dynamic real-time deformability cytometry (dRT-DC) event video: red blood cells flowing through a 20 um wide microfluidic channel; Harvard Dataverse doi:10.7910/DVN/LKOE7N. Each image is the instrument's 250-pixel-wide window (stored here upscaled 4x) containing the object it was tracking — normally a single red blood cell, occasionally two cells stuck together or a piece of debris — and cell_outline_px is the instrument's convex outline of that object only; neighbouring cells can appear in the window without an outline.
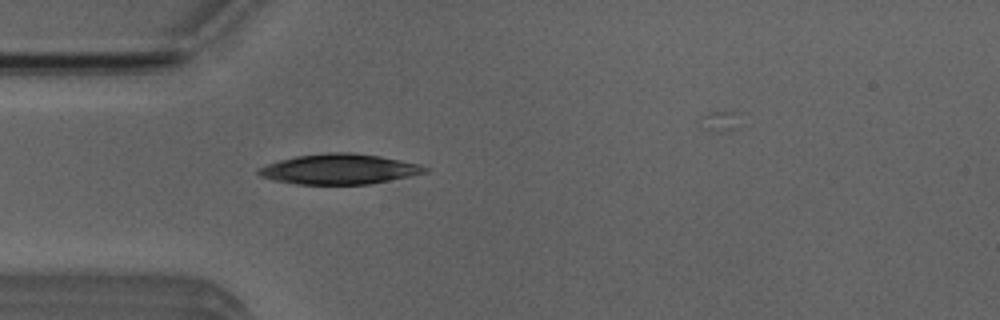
{"species": "Egyptian fruit bat (a non-hibernating species)", "species_latin": "Rousettus aegyptiacus", "temperature_condition": "room temperature", "stored_images_in_passage": 5, "camera_frame_rate_fps": 3000, "um_per_image_px": 0.085, "animal": {"sex": "male"}, "frame": {"image": 1, "passage_image": 5, "time_ms": 5.667, "image_size_px": [1000, 320], "cell_outline_px": [[432, 168], [428, 172], [412, 176], [372, 184], [296, 184], [272, 180], [260, 176], [256, 172], [256, 168], [280, 160], [296, 156], [332, 152], [352, 152], [380, 156], [420, 164]], "centroid_in_image_um": [28.87, 14.38], "position_along_channel_um": 56.1, "area_um2": 29.59}}